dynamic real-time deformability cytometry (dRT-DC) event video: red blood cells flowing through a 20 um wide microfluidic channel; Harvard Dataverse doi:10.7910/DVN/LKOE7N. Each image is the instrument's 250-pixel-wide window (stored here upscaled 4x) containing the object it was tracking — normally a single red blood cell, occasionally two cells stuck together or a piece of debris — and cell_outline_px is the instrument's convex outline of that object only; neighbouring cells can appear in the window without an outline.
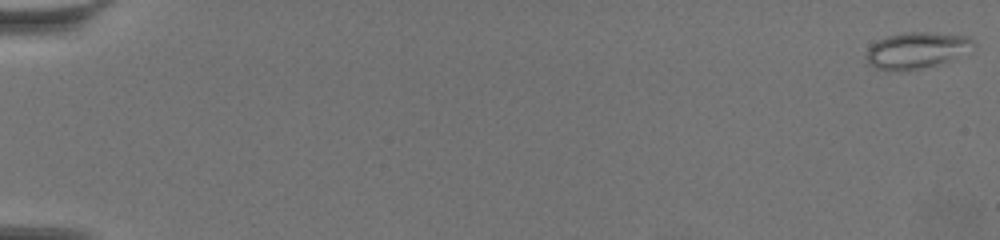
{"species": "common noctule bat (a hibernating species)", "species_latin": "Nyctalus noctula", "temperature_condition": "warm", "stored_images_in_passage": 63, "camera_frame_rate_fps": 3000, "um_per_image_px": 0.085, "animal": {"sex": "female", "body_mass_g": 19.5, "forearm_length_mm": 54.1}, "frame": {"image": 1, "passage_image": 1, "time_ms": 0.0, "image_size_px": [1000, 240], "cell_outline_px": [[976, 44], [936, 64], [920, 68], [876, 68], [868, 60], [868, 48], [872, 44], [888, 36], [908, 32], [928, 32], [968, 36]], "centroid_in_image_um": [77.88, 4.21], "position_along_channel_um": 7.1, "area_um2": 20.92}}
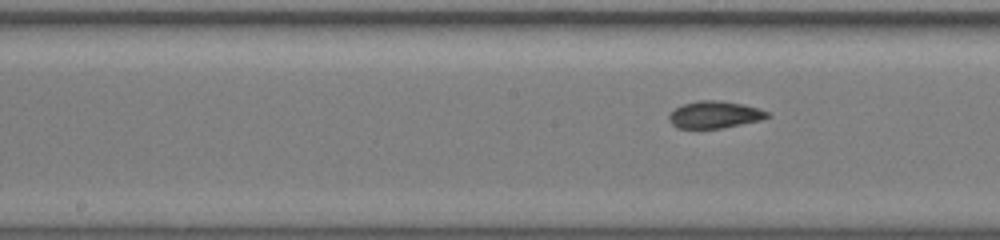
{"frame": {"image": 2, "passage_image": 34, "time_ms": 11.0, "image_size_px": [1000, 240], "cell_outline_px": [[772, 116], [760, 120], [720, 128], [676, 128], [668, 120], [668, 116], [676, 108], [684, 104], [700, 100], [720, 100], [744, 104], [760, 108], [768, 112]], "centroid_in_image_um": [60.77, 9.74], "position_along_channel_um": 187.4, "area_um2": 15.49}}
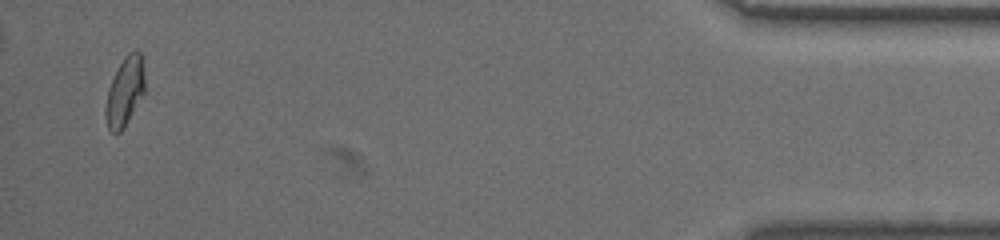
{"frame": {"image": 3, "passage_image": 61, "time_ms": 20.0, "image_size_px": [1000, 240], "cell_outline_px": [[144, 92], [124, 128], [120, 132], [112, 132], [108, 128], [104, 116], [104, 108], [108, 88], [124, 56], [128, 52], [140, 52], [144, 76]], "centroid_in_image_um": [10.58, 7.83], "position_along_channel_um": 424.6, "area_um2": 15.49}, "authors_computed_cell_mechanics": {"area_um2": 15.7216, "velocity_mm_per_s": 3.4531, "shape_relaxation_time_tau1_ms": null, "shape_relaxation_time_tau2_ms": 1.5582, "deformation_change_tau1": null, "deformation_change_tau2": 0.0675}}